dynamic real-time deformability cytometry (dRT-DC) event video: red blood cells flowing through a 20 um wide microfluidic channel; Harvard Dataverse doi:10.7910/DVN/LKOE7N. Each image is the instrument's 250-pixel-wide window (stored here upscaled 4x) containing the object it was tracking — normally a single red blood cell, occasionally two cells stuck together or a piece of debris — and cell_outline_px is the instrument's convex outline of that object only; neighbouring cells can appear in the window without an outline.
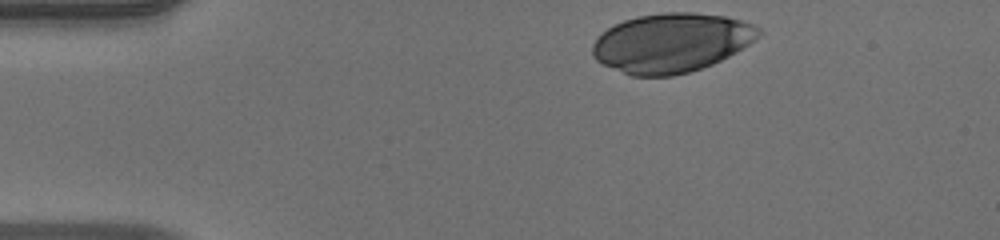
{"species": "human", "species_latin": "Homo sapiens", "temperature_condition": "warm", "stored_images_in_passage": 34, "camera_frame_rate_fps": 3000, "um_per_image_px": 0.085, "donor": {"sex": "male"}, "frame": {"image": 1, "passage_image": 1, "time_ms": 0.0, "image_size_px": [1000, 240], "cell_outline_px": [[760, 32], [748, 44], [736, 52], [712, 64], [688, 72], [672, 76], [632, 76], [604, 64], [596, 60], [592, 56], [592, 44], [600, 32], [624, 20], [636, 16], [664, 12], [696, 12], [724, 16], [740, 20], [752, 24], [760, 28]], "centroid_in_image_um": [57.02, 3.63], "position_along_channel_um": 28.0, "area_um2": 57.05}}